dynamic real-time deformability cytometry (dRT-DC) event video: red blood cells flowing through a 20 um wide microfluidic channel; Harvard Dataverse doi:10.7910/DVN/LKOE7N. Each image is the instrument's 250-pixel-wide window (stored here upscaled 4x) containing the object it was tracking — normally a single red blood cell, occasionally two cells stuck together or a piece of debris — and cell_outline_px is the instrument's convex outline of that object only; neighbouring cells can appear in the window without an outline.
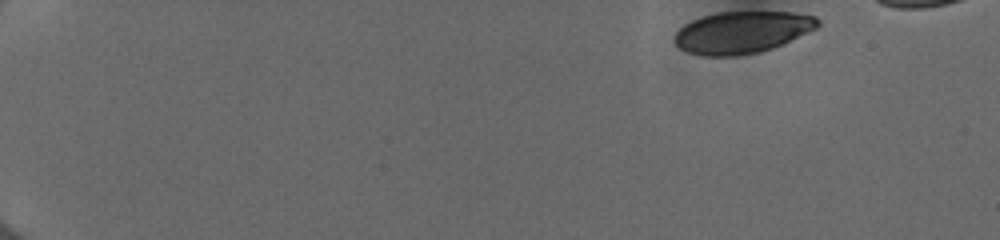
{"species": "human", "species_latin": "Homo sapiens", "temperature_condition": "cold", "stored_images_in_passage": 47, "camera_frame_rate_fps": 3000, "um_per_image_px": 0.085, "donor": {"sex": "female"}, "frame": {"image": 1, "passage_image": 1, "time_ms": 0.0, "image_size_px": [1000, 240], "cell_outline_px": [[820, 24], [816, 28], [808, 32], [772, 48], [760, 52], [736, 56], [704, 56], [688, 52], [680, 48], [672, 40], [676, 32], [684, 24], [692, 20], [704, 16], [720, 12], [792, 12], [816, 16], [820, 20]], "centroid_in_image_um": [63.06, 2.74], "position_along_channel_um": 21.9, "area_um2": 34.91}}
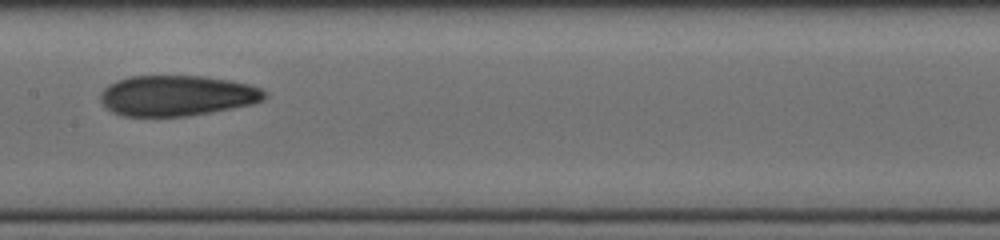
{"frame": {"image": 2, "passage_image": 25, "time_ms": 8.0, "image_size_px": [1000, 240], "cell_outline_px": [[268, 96], [264, 100], [256, 104], [188, 116], [124, 116], [112, 112], [100, 100], [100, 92], [108, 84], [116, 80], [128, 76], [204, 76], [228, 80], [248, 84], [260, 88]], "centroid_in_image_um": [15.05, 8.13], "position_along_channel_um": 192.4, "area_um2": 39.02}}
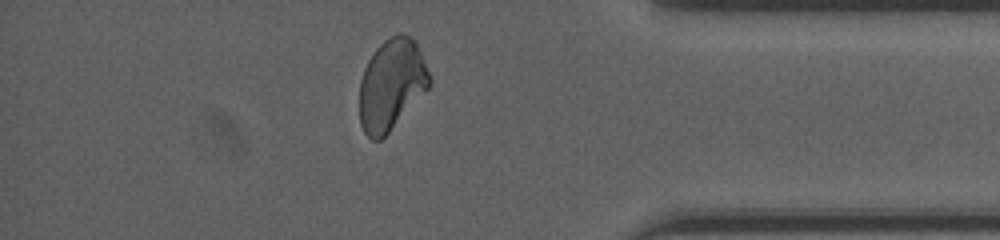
{"frame": {"image": 3, "passage_image": 42, "time_ms": 13.667, "image_size_px": [1000, 240], "cell_outline_px": [[432, 80], [428, 88], [388, 132], [380, 140], [372, 140], [364, 132], [360, 124], [360, 80], [364, 68], [368, 60], [376, 48], [384, 40], [400, 32], [416, 40]], "centroid_in_image_um": [33.27, 7.16], "position_along_channel_um": 401.9, "area_um2": 36.82}}